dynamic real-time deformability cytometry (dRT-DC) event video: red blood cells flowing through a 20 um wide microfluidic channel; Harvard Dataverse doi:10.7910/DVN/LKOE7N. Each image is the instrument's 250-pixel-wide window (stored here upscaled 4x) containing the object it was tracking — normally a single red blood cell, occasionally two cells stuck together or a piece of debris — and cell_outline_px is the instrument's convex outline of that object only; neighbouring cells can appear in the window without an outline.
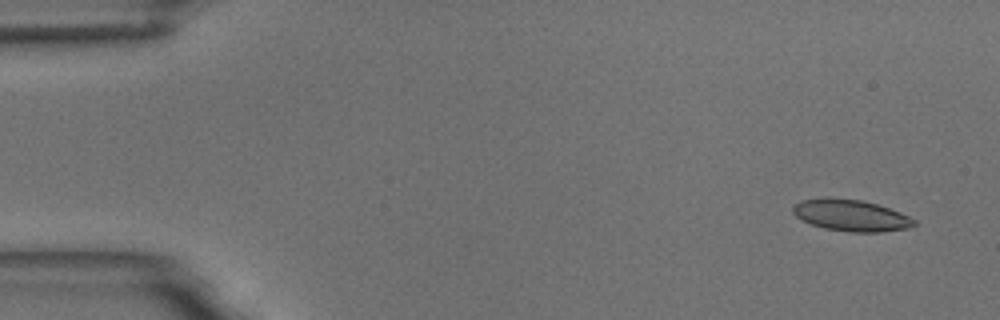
{"species": "common noctule bat (a hibernating species)", "species_latin": "Nyctalus noctula", "temperature_condition": "room temperature", "stored_images_in_passage": 6, "camera_frame_rate_fps": 3000, "um_per_image_px": 0.085, "animal": {"sex": "male", "body_mass_g": 18.8}, "frame": {"image": 1, "passage_image": 1, "time_ms": 0.0, "image_size_px": [1000, 320], "cell_outline_px": [[916, 224], [908, 228], [884, 232], [848, 232], [824, 228], [800, 220], [792, 212], [792, 204], [800, 200], [828, 196], [860, 200], [876, 204], [900, 212], [916, 220]], "centroid_in_image_um": [72.28, 18.29], "position_along_channel_um": 12.7, "area_um2": 22.6}}
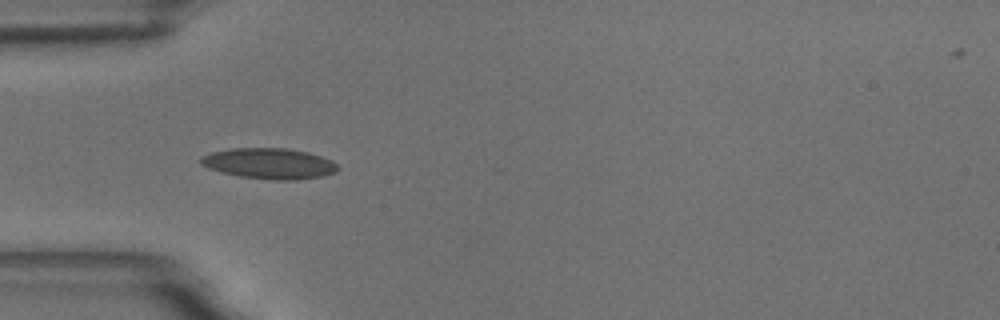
{"frame": {"image": 2, "passage_image": 5, "time_ms": 4.667, "image_size_px": [1000, 320], "cell_outline_px": [[340, 168], [336, 172], [324, 176], [296, 180], [276, 180], [240, 176], [220, 172], [208, 168], [200, 164], [200, 156], [212, 152], [232, 148], [284, 148], [308, 152], [332, 160]], "centroid_in_image_um": [22.89, 13.9], "position_along_channel_um": 62.1, "area_um2": 24.62}}
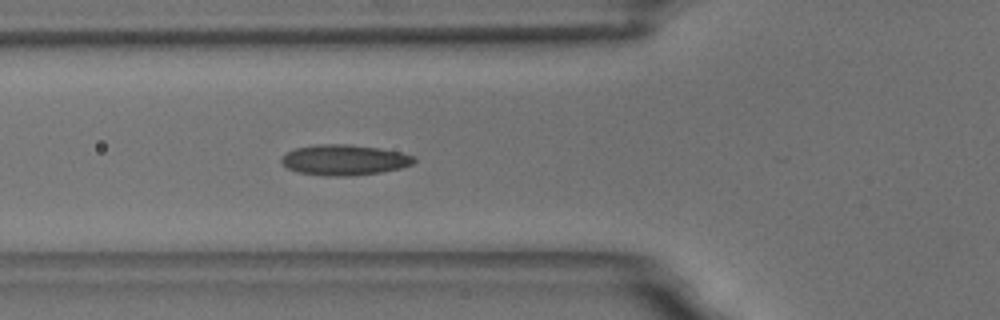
{"frame": {"image": 3, "passage_image": 6, "time_ms": 5.667, "image_size_px": [1000, 320], "cell_outline_px": [[416, 160], [412, 164], [400, 168], [380, 172], [352, 176], [324, 176], [296, 172], [288, 168], [280, 160], [280, 156], [296, 148], [316, 144], [348, 144], [380, 148], [400, 152], [412, 156]], "centroid_in_image_um": [29.23, 13.6], "position_along_channel_um": 96.6, "area_um2": 23.64}}